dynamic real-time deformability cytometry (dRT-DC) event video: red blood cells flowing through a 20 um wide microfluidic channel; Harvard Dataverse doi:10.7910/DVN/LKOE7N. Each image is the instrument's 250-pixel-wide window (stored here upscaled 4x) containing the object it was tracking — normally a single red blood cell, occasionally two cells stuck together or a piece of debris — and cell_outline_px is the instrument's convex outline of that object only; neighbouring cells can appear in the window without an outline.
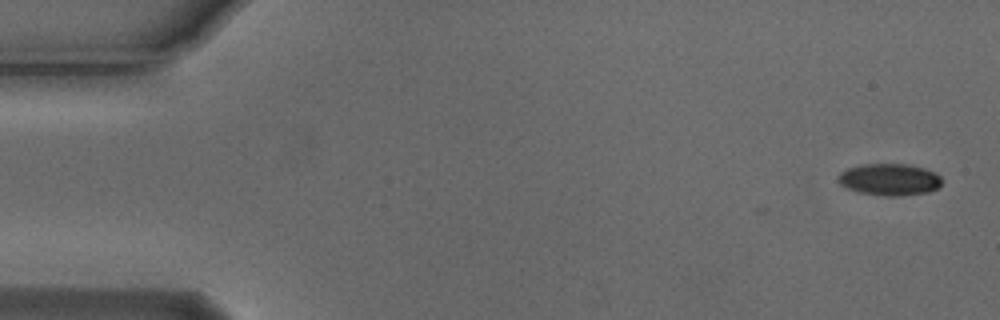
{"species": "Egyptian fruit bat (a non-hibernating species)", "species_latin": "Rousettus aegyptiacus", "temperature_condition": "cold", "stored_images_in_passage": 5, "camera_frame_rate_fps": 3000, "um_per_image_px": 0.085, "animal": {"sex": "male"}, "frame": {"image": 1, "passage_image": 1, "time_ms": 0.0, "image_size_px": [1000, 320], "cell_outline_px": [[940, 184], [936, 188], [928, 192], [900, 196], [884, 196], [860, 192], [848, 188], [840, 184], [836, 180], [836, 176], [840, 172], [848, 168], [864, 164], [908, 164], [924, 168], [936, 172], [940, 176]], "centroid_in_image_um": [75.58, 15.25], "position_along_channel_um": 9.4, "area_um2": 19.25}}
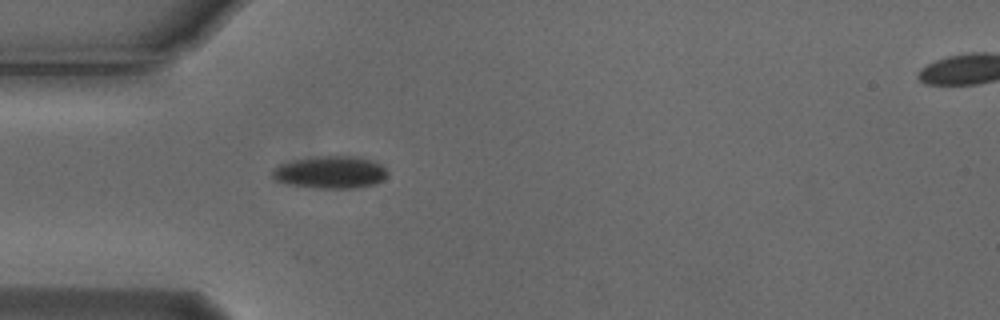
{"frame": {"image": 2, "passage_image": 5, "time_ms": 1.333, "image_size_px": [1000, 320], "cell_outline_px": [[388, 172], [384, 180], [372, 184], [352, 188], [316, 188], [288, 184], [276, 180], [272, 176], [272, 172], [280, 164], [296, 160], [320, 156], [356, 156], [372, 160], [380, 164]], "centroid_in_image_um": [28.11, 14.64], "position_along_channel_um": 56.9, "area_um2": 21.44}}